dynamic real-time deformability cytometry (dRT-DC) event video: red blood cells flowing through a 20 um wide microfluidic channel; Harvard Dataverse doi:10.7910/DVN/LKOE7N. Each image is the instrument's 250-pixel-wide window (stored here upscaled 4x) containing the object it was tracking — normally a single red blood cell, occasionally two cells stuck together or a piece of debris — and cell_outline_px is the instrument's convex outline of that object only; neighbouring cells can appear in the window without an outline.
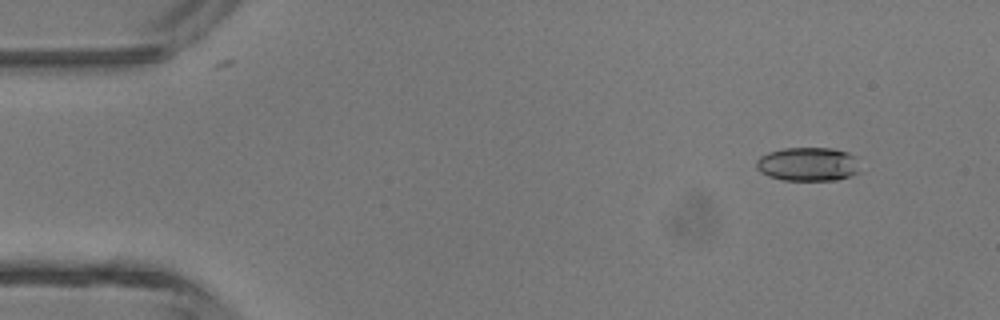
{"species": "common noctule bat (a hibernating species)", "species_latin": "Nyctalus noctula", "temperature_condition": "room temperature", "stored_images_in_passage": 5, "camera_frame_rate_fps": 3000, "um_per_image_px": 0.085, "animal": {"sex": "male", "body_mass_g": 13.3}, "frame": {"image": 1, "passage_image": 2, "time_ms": 1.0, "image_size_px": [1000, 320], "cell_outline_px": [[864, 172], [836, 180], [784, 180], [768, 176], [760, 172], [756, 168], [756, 160], [760, 156], [768, 152], [784, 148], [832, 148], [848, 152], [856, 156]], "centroid_in_image_um": [68.74, 13.96], "position_along_channel_um": 16.3, "area_um2": 20.92}}